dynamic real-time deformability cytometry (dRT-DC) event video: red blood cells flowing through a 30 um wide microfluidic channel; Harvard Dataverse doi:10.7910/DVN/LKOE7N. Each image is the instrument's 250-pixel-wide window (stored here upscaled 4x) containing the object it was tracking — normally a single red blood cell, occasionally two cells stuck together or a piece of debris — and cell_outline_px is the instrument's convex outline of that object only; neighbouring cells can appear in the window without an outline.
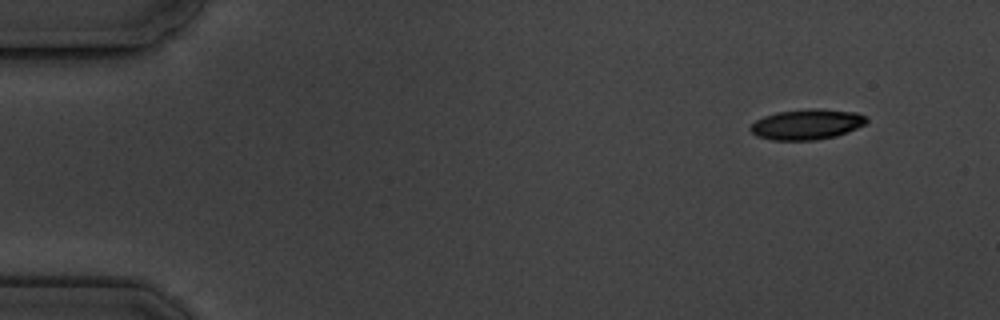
{"species": "common noctule bat (a hibernating species)", "species_latin": "Nyctalus noctula", "temperature_condition": "cold", "stored_images_in_passage": 7, "camera_frame_rate_fps": 3000, "um_per_image_px": 0.085, "animal": {"sex": "male", "body_mass_g": 19.5, "forearm_length_mm": 54.6}, "frame": {"image": 1, "passage_image": 1, "time_ms": 0.0, "image_size_px": [1000, 320], "cell_outline_px": [[868, 120], [864, 124], [848, 132], [836, 136], [816, 140], [772, 140], [756, 136], [748, 128], [756, 120], [764, 116], [776, 112], [812, 108], [820, 108], [856, 112], [864, 116]], "centroid_in_image_um": [68.56, 10.57], "position_along_channel_um": 16.4, "area_um2": 20.63}}
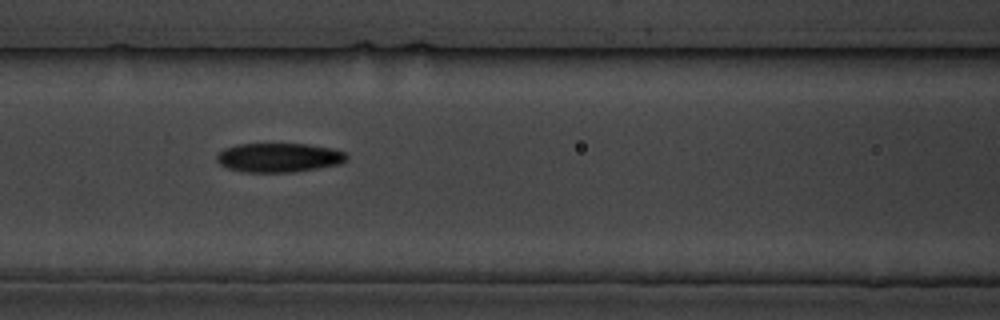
{"frame": {"image": 2, "passage_image": 6, "time_ms": 6.667, "image_size_px": [1000, 320], "cell_outline_px": [[348, 160], [340, 164], [320, 168], [292, 172], [244, 172], [228, 168], [220, 164], [216, 160], [216, 156], [224, 148], [236, 144], [308, 144], [332, 148], [344, 152], [348, 156]], "centroid_in_image_um": [23.72, 13.39], "position_along_channel_um": 142.9, "area_um2": 22.2}}
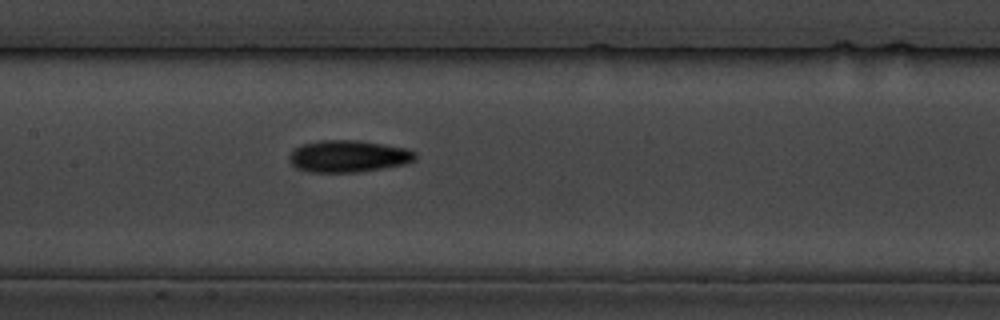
{"frame": {"image": 3, "passage_image": 7, "time_ms": 7.667, "image_size_px": [1000, 320], "cell_outline_px": [[416, 160], [404, 164], [360, 172], [308, 172], [296, 168], [288, 160], [288, 156], [296, 148], [304, 144], [320, 140], [356, 140], [384, 144], [408, 148], [416, 152]], "centroid_in_image_um": [29.62, 13.28], "position_along_channel_um": 177.8, "area_um2": 23.52}}